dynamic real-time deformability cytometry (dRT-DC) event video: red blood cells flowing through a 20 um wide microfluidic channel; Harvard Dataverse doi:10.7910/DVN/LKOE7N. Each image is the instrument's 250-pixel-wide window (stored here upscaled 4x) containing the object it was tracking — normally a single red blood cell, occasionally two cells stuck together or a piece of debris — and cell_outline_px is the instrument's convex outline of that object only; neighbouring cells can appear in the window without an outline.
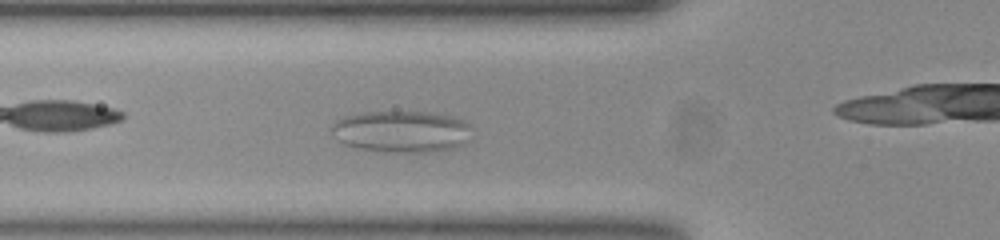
{"species": "common noctule bat (a hibernating species)", "species_latin": "Nyctalus noctula", "temperature_condition": "room temperature", "stored_images_in_passage": 45, "camera_frame_rate_fps": 3000, "um_per_image_px": 0.085, "animal": {"sex": "female", "body_mass_g": 23.0, "forearm_length_mm": 53.4}, "frame": {"image": 1, "passage_image": 16, "time_ms": 5.0, "image_size_px": [1000, 240], "cell_outline_px": [[468, 124], [464, 144], [452, 148], [436, 152], [380, 152], [352, 148], [336, 140], [332, 136], [332, 124], [336, 120], [344, 116], [364, 112], [428, 112], [452, 116]], "centroid_in_image_um": [34.0, 11.2], "position_along_channel_um": 91.8, "area_um2": 34.1}}